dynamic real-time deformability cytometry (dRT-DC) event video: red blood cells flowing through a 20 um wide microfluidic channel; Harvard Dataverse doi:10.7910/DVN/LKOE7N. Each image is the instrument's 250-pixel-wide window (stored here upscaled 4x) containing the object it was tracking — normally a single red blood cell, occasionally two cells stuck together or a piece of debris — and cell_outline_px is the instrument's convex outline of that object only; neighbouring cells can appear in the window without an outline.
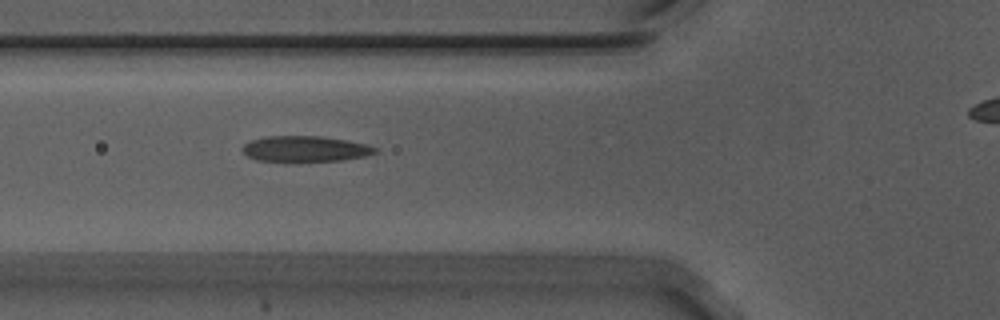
{"species": "Egyptian fruit bat (a non-hibernating species)", "species_latin": "Rousettus aegyptiacus", "temperature_condition": "warm", "stored_images_in_passage": 32, "camera_frame_rate_fps": 3000, "um_per_image_px": 0.085, "animal": {"sex": "male"}, "frame": {"image": 1, "passage_image": 3, "time_ms": 0.667, "image_size_px": [1000, 320], "cell_outline_px": [[380, 148], [376, 152], [364, 156], [340, 160], [292, 164], [284, 164], [256, 160], [248, 156], [240, 148], [248, 140], [264, 136], [320, 136], [348, 140], [368, 144]], "centroid_in_image_um": [25.88, 12.69], "position_along_channel_um": 99.9, "area_um2": 21.04}}
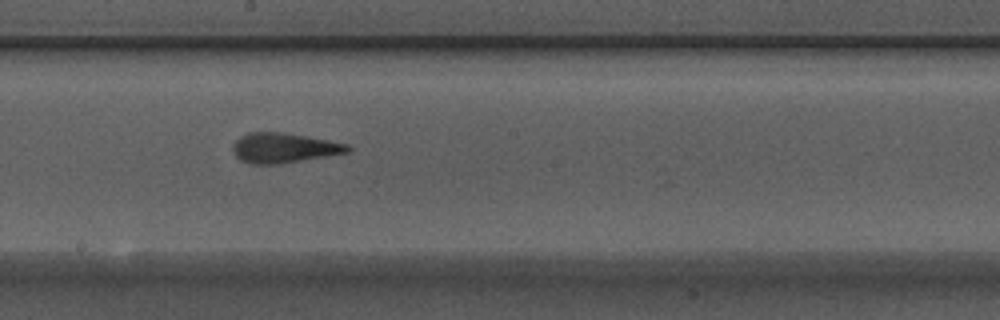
{"frame": {"image": 2, "passage_image": 13, "time_ms": 4.0, "image_size_px": [1000, 320], "cell_outline_px": [[352, 148], [348, 152], [276, 164], [248, 164], [240, 160], [236, 156], [232, 148], [232, 144], [240, 136], [248, 132], [280, 132], [328, 140], [348, 144]], "centroid_in_image_um": [24.07, 12.57], "position_along_channel_um": 224.1, "area_um2": 19.77}}
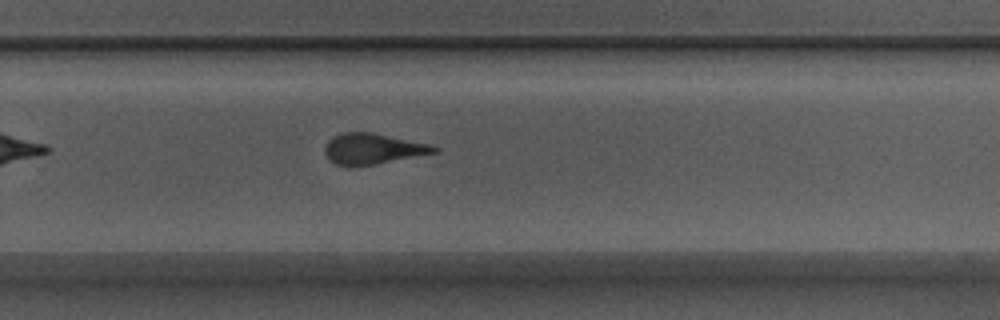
{"frame": {"image": 3, "passage_image": 19, "time_ms": 6.0, "image_size_px": [1000, 320], "cell_outline_px": [[440, 148], [436, 152], [372, 164], [336, 164], [328, 160], [324, 152], [324, 148], [328, 140], [344, 132], [372, 132], [428, 144]], "centroid_in_image_um": [31.65, 12.62], "position_along_channel_um": 298.2, "area_um2": 18.84}}